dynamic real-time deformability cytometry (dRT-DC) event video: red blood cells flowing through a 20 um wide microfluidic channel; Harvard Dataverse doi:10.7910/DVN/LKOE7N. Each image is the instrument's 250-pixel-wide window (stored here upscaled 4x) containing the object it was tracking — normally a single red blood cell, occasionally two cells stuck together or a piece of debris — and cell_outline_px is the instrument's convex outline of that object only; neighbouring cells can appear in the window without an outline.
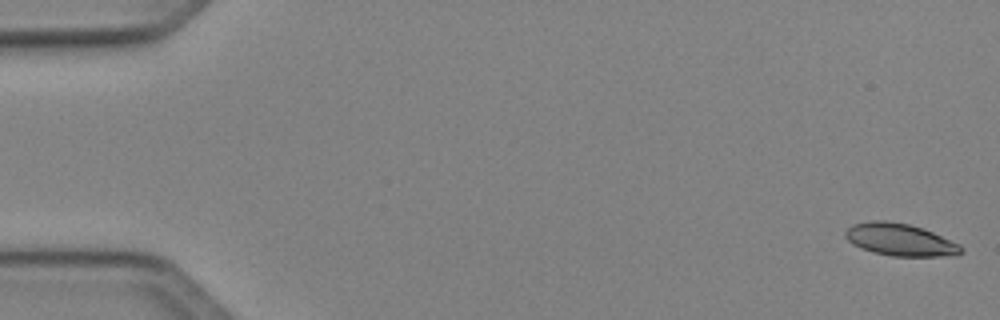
{"species": "Egyptian fruit bat (a non-hibernating species)", "species_latin": "Rousettus aegyptiacus", "temperature_condition": "cold", "stored_images_in_passage": 50, "camera_frame_rate_fps": 3000, "um_per_image_px": 0.085, "animal": {"sex": "female"}, "frame": {"image": 1, "passage_image": 1, "time_ms": 0.0, "image_size_px": [1000, 320], "cell_outline_px": [[964, 252], [956, 256], [892, 256], [872, 252], [860, 248], [852, 244], [844, 236], [844, 232], [852, 224], [872, 220], [884, 220], [908, 224], [924, 228], [960, 244], [964, 248]], "centroid_in_image_um": [76.53, 20.38], "position_along_channel_um": 8.5, "area_um2": 22.08}}
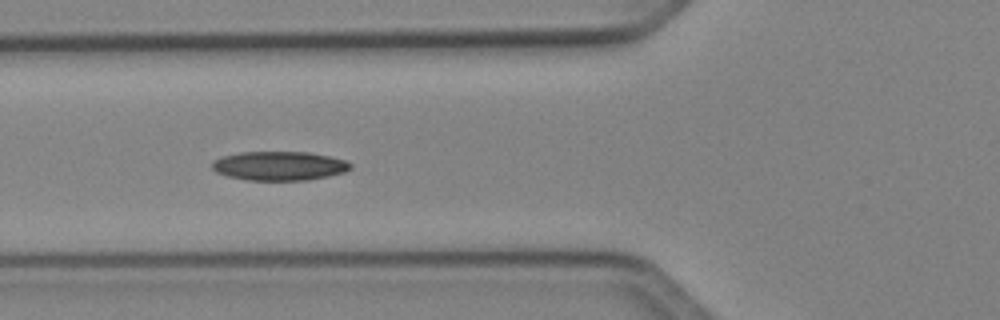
{"frame": {"image": 2, "passage_image": 19, "time_ms": 6.0, "image_size_px": [1000, 320], "cell_outline_px": [[352, 168], [344, 172], [328, 176], [308, 180], [244, 180], [228, 176], [216, 172], [212, 168], [212, 160], [224, 156], [240, 152], [308, 152], [328, 156], [344, 160], [352, 164]], "centroid_in_image_um": [23.73, 14.1], "position_along_channel_um": 102.1, "area_um2": 23.41}}
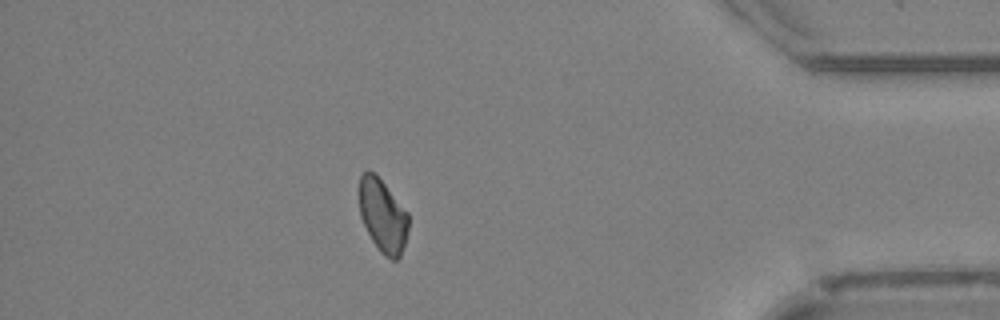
{"frame": {"image": 3, "passage_image": 44, "time_ms": 14.333, "image_size_px": [1000, 320], "cell_outline_px": [[408, 228], [404, 244], [400, 256], [396, 260], [392, 260], [384, 256], [380, 252], [372, 240], [360, 216], [360, 176], [364, 172], [372, 172], [384, 184], [408, 212]], "centroid_in_image_um": [32.54, 18.38], "position_along_channel_um": 402.7, "area_um2": 20.52}}